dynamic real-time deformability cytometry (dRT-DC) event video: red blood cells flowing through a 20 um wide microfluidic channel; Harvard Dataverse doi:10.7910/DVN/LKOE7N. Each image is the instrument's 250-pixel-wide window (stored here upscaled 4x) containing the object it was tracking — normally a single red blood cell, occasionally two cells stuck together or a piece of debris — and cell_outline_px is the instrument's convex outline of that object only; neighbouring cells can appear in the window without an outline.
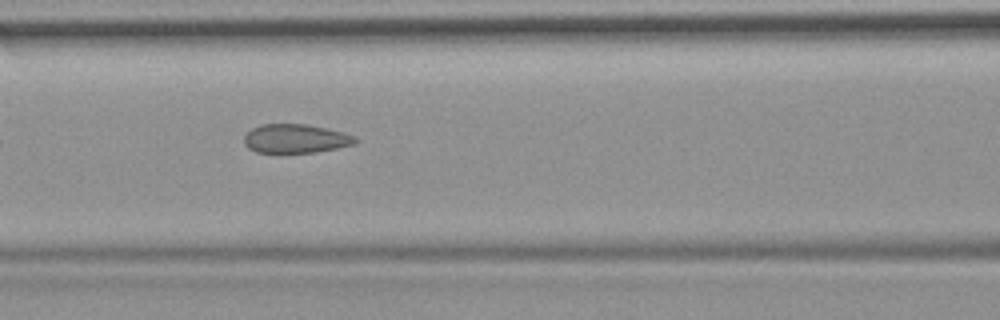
{"species": "common noctule bat (a hibernating species)", "species_latin": "Nyctalus noctula", "temperature_condition": "room temperature", "stored_images_in_passage": 6, "camera_frame_rate_fps": 3000, "um_per_image_px": 0.085, "animal": {"sex": "female", "body_mass_g": 19.9}, "frame": {"image": 1, "passage_image": 4, "time_ms": 1.0, "image_size_px": [1000, 320], "cell_outline_px": [[360, 140], [356, 144], [316, 152], [256, 152], [248, 148], [244, 144], [244, 136], [252, 128], [260, 124], [308, 124], [344, 132], [356, 136]], "centroid_in_image_um": [25.16, 11.77], "position_along_channel_um": 141.4, "area_um2": 18.84}}